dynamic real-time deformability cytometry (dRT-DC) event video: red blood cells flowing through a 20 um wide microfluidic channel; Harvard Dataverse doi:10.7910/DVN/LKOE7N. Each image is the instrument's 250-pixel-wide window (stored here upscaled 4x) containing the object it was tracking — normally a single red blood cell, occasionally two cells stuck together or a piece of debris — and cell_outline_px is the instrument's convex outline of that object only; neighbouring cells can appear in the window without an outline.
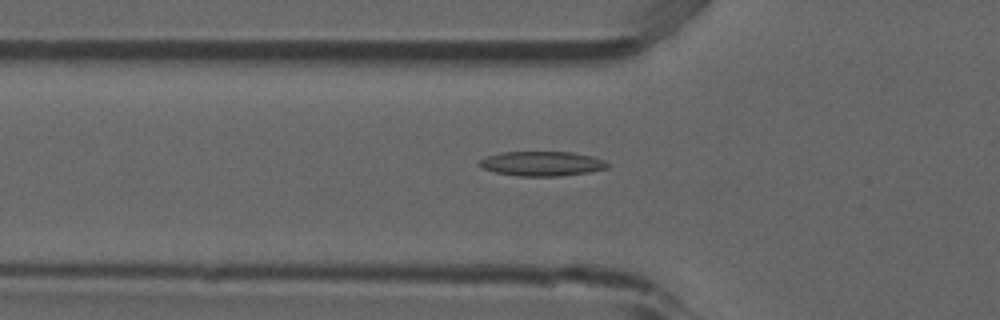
{"species": "common noctule bat (a hibernating species)", "species_latin": "Nyctalus noctula", "temperature_condition": "room temperature", "stored_images_in_passage": 53, "camera_frame_rate_fps": 3000, "um_per_image_px": 0.085, "animal": {"sex": "male", "forearm_length_mm": 52.5}, "frame": {"image": 1, "passage_image": 18, "time_ms": 5.667, "image_size_px": [1000, 320], "cell_outline_px": [[608, 168], [588, 172], [560, 176], [516, 176], [496, 172], [480, 168], [476, 164], [480, 160], [488, 156], [500, 152], [572, 152], [592, 156], [604, 160], [608, 164]], "centroid_in_image_um": [46.03, 13.91], "position_along_channel_um": 79.8, "area_um2": 18.44}}
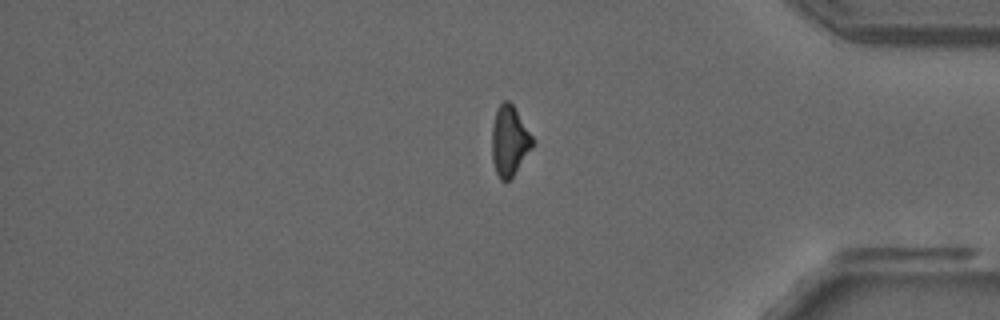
{"frame": {"image": 2, "passage_image": 44, "time_ms": 14.333, "image_size_px": [1000, 320], "cell_outline_px": [[532, 148], [512, 176], [508, 180], [500, 180], [496, 172], [492, 160], [492, 124], [496, 112], [500, 104], [504, 100], [508, 100], [512, 104], [532, 136]], "centroid_in_image_um": [43.27, 11.97], "position_along_channel_um": 391.9, "area_um2": 16.18}}
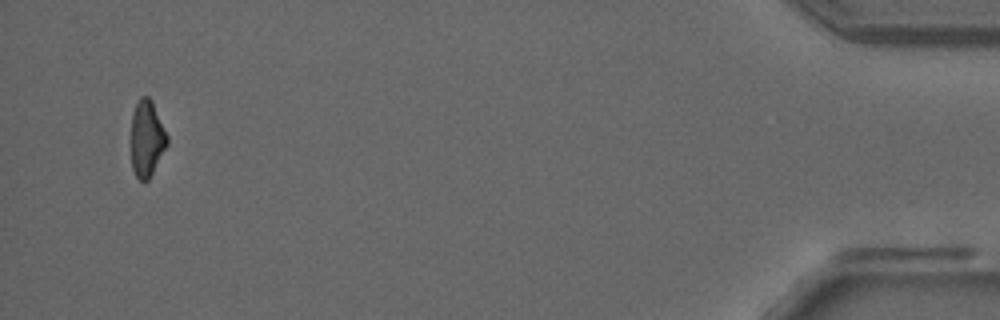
{"frame": {"image": 3, "passage_image": 51, "time_ms": 16.667, "image_size_px": [1000, 320], "cell_outline_px": [[168, 144], [148, 180], [140, 180], [136, 176], [132, 168], [132, 116], [136, 104], [140, 96], [148, 96], [152, 100], [168, 136]], "centroid_in_image_um": [12.49, 11.75], "position_along_channel_um": 422.7, "area_um2": 15.84}, "authors_computed_cell_mechanics": {"area_um2": 17.5712, "velocity_mm_per_s": 3.8839, "shape_relaxation_time_tau1_ms": null, "shape_relaxation_time_tau2_ms": 4.5261, "deformation_change_tau1": null, "deformation_change_tau2": 0.1213}}